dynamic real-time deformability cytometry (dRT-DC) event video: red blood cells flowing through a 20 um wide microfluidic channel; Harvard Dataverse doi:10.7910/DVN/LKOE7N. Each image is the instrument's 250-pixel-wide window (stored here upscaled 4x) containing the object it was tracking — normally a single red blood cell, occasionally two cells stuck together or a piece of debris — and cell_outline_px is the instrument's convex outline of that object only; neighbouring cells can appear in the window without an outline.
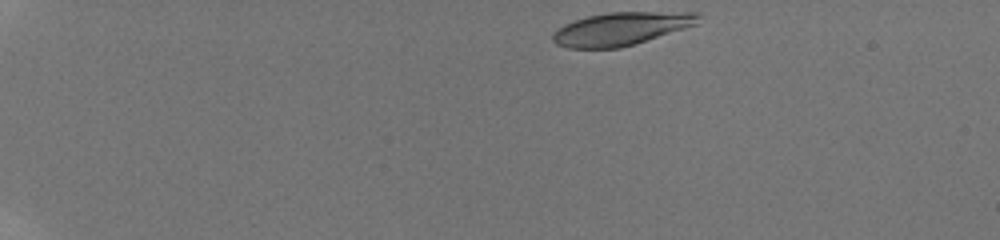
{"species": "human", "species_latin": "Homo sapiens", "temperature_condition": "room temperature", "stored_images_in_passage": 51, "camera_frame_rate_fps": 3000, "um_per_image_px": 0.085, "donor": {"sex": "male"}, "frame": {"image": 1, "passage_image": 1, "time_ms": 0.0, "image_size_px": [1000, 240], "cell_outline_px": [[700, 16], [696, 24], [684, 28], [620, 48], [568, 48], [556, 44], [552, 40], [552, 32], [564, 24], [588, 16], [608, 12], [700, 12]], "centroid_in_image_um": [52.75, 2.44], "position_along_channel_um": 32.2, "area_um2": 27.74}}
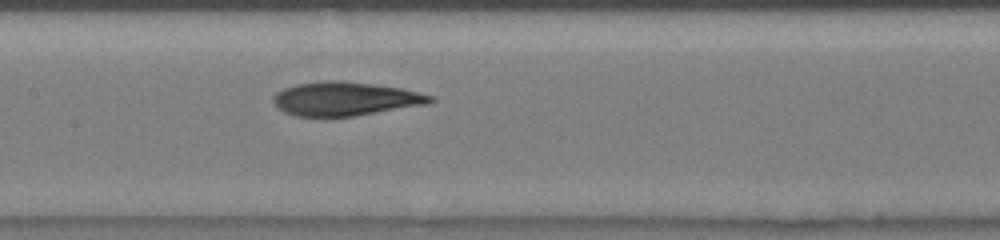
{"frame": {"image": 2, "passage_image": 26, "time_ms": 6.667, "image_size_px": [1000, 240], "cell_outline_px": [[436, 100], [432, 104], [352, 116], [296, 116], [284, 112], [276, 108], [272, 100], [272, 96], [276, 92], [284, 88], [296, 84], [324, 80], [340, 80], [372, 84], [400, 88], [432, 96]], "centroid_in_image_um": [29.32, 8.4], "position_along_channel_um": 178.1, "area_um2": 31.04}}
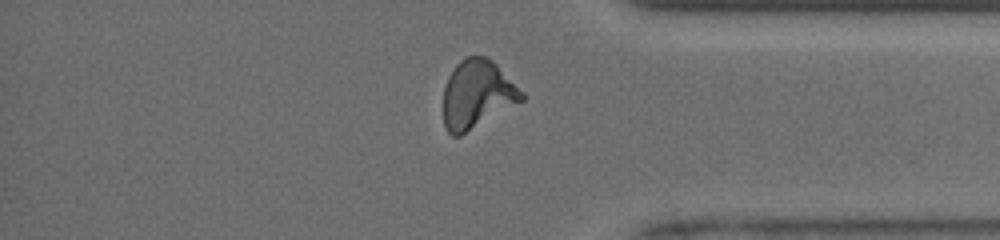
{"frame": {"image": 3, "passage_image": 48, "time_ms": 12.333, "image_size_px": [1000, 240], "cell_outline_px": [[524, 100], [460, 136], [452, 136], [448, 132], [444, 124], [444, 88], [448, 76], [456, 64], [464, 56], [488, 56], [524, 92]], "centroid_in_image_um": [40.55, 8.0], "position_along_channel_um": 394.6, "area_um2": 31.15}, "authors_computed_cell_mechanics": {"area_um2": 30.2872, "velocity_mm_per_s": 3.9291, "shape_relaxation_time_tau1_ms": 4.605, "shape_relaxation_time_tau2_ms": 2.3682, "deformation_change_tau1": 0.2122, "deformation_change_tau2": 0.0958}}